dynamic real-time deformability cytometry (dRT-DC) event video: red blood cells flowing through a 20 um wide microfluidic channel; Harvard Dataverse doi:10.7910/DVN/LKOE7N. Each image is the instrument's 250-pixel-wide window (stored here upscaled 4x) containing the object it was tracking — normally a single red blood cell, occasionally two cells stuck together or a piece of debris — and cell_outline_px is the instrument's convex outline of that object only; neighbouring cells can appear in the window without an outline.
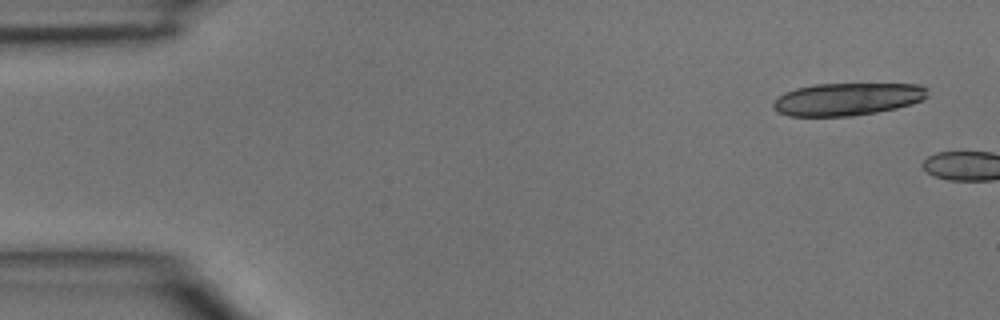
{"species": "common noctule bat (a hibernating species)", "species_latin": "Nyctalus noctula", "temperature_condition": "room temperature", "stored_images_in_passage": 2, "camera_frame_rate_fps": 3000, "um_per_image_px": 0.085, "animal": {"sex": "male", "body_mass_g": 15.6}, "frame": {"image": 1, "passage_image": 2, "time_ms": 0.333, "image_size_px": [1000, 320], "cell_outline_px": [[928, 96], [924, 100], [912, 104], [896, 108], [876, 112], [852, 116], [788, 116], [776, 112], [772, 104], [784, 92], [796, 88], [812, 84], [920, 84], [928, 88]], "centroid_in_image_um": [72.04, 8.42], "position_along_channel_um": 13.0, "area_um2": 29.48}}